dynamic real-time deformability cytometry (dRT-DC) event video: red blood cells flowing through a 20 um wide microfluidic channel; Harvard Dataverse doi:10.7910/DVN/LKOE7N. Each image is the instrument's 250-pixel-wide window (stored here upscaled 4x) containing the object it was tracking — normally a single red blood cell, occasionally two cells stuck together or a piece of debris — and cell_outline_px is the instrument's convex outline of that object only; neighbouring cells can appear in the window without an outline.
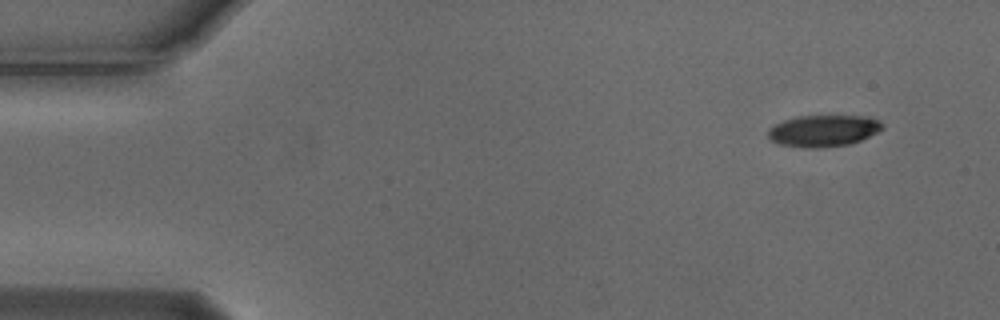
{"species": "Egyptian fruit bat (a non-hibernating species)", "species_latin": "Rousettus aegyptiacus", "temperature_condition": "cold", "stored_images_in_passage": 4, "camera_frame_rate_fps": 3000, "um_per_image_px": 0.085, "animal": {"sex": "male"}, "frame": {"image": 1, "passage_image": 1, "time_ms": 0.0, "image_size_px": [1000, 320], "cell_outline_px": [[884, 128], [860, 140], [848, 144], [820, 148], [804, 148], [780, 144], [772, 140], [768, 136], [768, 128], [784, 120], [796, 116], [868, 116], [880, 120], [884, 124]], "centroid_in_image_um": [69.99, 11.11], "position_along_channel_um": 15.0, "area_um2": 21.04}}